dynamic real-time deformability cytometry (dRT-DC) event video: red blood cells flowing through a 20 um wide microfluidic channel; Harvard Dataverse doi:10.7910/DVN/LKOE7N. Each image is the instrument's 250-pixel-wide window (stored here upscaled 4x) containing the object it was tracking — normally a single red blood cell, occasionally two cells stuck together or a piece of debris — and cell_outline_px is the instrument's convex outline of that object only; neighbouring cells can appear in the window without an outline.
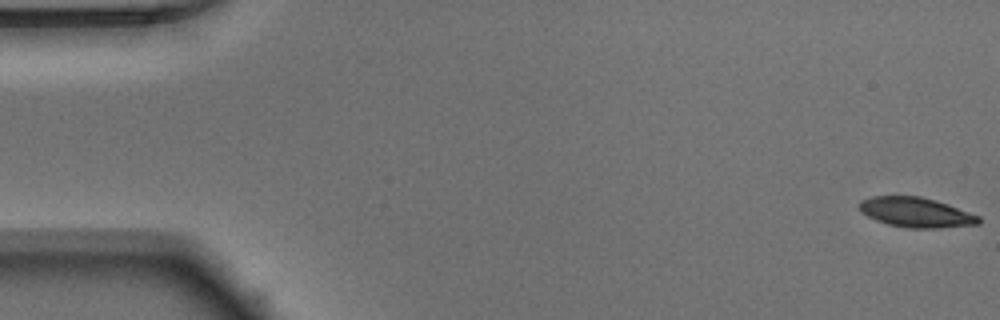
{"species": "Egyptian fruit bat (a non-hibernating species)", "species_latin": "Rousettus aegyptiacus", "temperature_condition": "warm", "stored_images_in_passage": 52, "camera_frame_rate_fps": 3000, "um_per_image_px": 0.085, "animal": {"sex": "male"}, "frame": {"image": 1, "passage_image": 1, "time_ms": 0.0, "image_size_px": [1000, 320], "cell_outline_px": [[980, 224], [940, 228], [908, 228], [888, 224], [876, 220], [860, 212], [860, 200], [872, 196], [920, 196], [936, 200], [948, 204], [980, 216]], "centroid_in_image_um": [77.87, 18.05], "position_along_channel_um": 7.1, "area_um2": 20.81}}
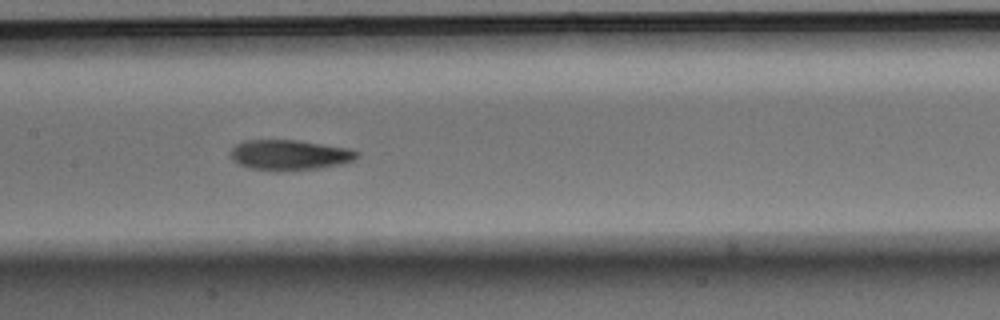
{"frame": {"image": 2, "passage_image": 25, "time_ms": 8.0, "image_size_px": [1000, 320], "cell_outline_px": [[360, 156], [356, 160], [340, 164], [320, 168], [280, 172], [276, 172], [248, 168], [232, 160], [228, 152], [236, 144], [244, 140], [296, 140], [348, 148], [360, 152]], "centroid_in_image_um": [24.6, 13.19], "position_along_channel_um": 182.8, "area_um2": 22.77}}
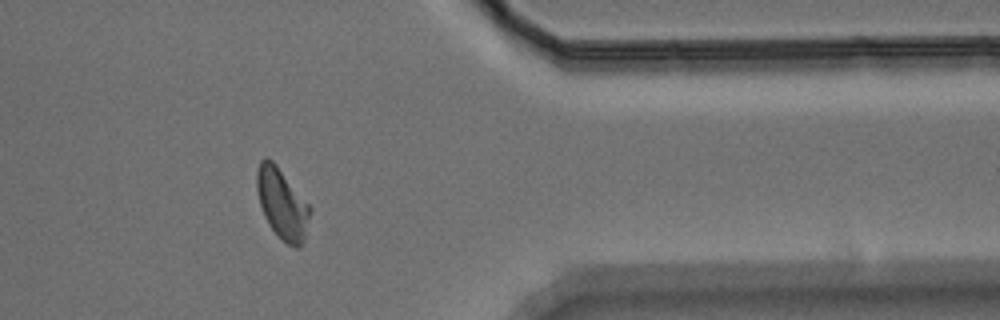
{"frame": {"image": 3, "passage_image": 42, "time_ms": 13.667, "image_size_px": [1000, 320], "cell_outline_px": [[312, 212], [304, 240], [300, 248], [296, 248], [288, 244], [268, 224], [264, 216], [260, 204], [256, 188], [256, 172], [260, 160], [264, 156], [268, 156], [276, 164], [312, 208]], "centroid_in_image_um": [23.98, 17.29], "position_along_channel_um": 387.4, "area_um2": 21.91}}